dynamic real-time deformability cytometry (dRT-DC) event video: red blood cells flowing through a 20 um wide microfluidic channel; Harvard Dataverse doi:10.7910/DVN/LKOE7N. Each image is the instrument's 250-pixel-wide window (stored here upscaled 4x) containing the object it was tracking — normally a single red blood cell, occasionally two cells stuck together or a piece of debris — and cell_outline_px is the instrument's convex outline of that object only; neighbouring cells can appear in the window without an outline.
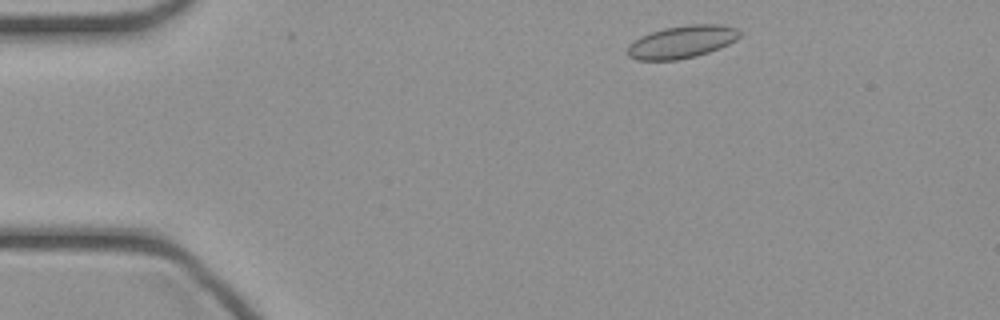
{"species": "common noctule bat (a hibernating species)", "species_latin": "Nyctalus noctula", "temperature_condition": "cold", "stored_images_in_passage": 41, "camera_frame_rate_fps": 3000, "um_per_image_px": 0.085, "animal": {"sex": "female", "body_mass_g": 21.9}, "frame": {"image": 1, "passage_image": 2, "time_ms": 0.333, "image_size_px": [1000, 320], "cell_outline_px": [[740, 36], [736, 40], [720, 48], [696, 56], [676, 60], [636, 60], [628, 56], [628, 44], [640, 36], [664, 28], [688, 24], [720, 24], [736, 28], [740, 32]], "centroid_in_image_um": [57.95, 3.56], "position_along_channel_um": 27.0, "area_um2": 21.33}}
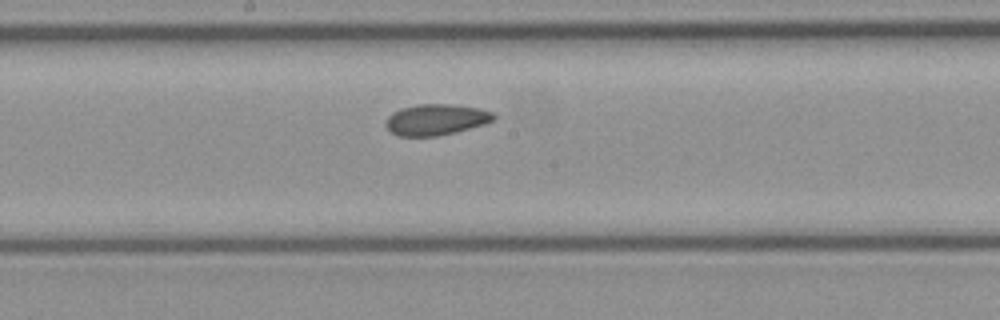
{"frame": {"image": 2, "passage_image": 19, "time_ms": 6.0, "image_size_px": [1000, 320], "cell_outline_px": [[496, 116], [492, 120], [484, 124], [456, 132], [436, 136], [396, 136], [384, 124], [388, 116], [392, 112], [400, 108], [416, 104], [452, 104], [480, 108], [492, 112]], "centroid_in_image_um": [37.03, 10.16], "position_along_channel_um": 211.2, "area_um2": 19.59}}
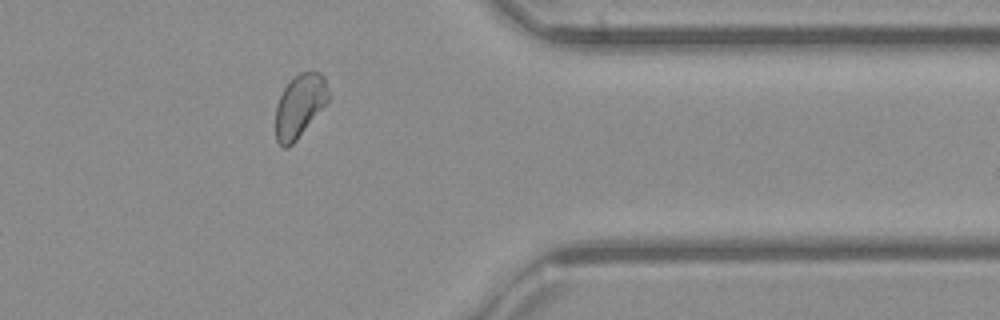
{"frame": {"image": 3, "passage_image": 32, "time_ms": 10.333, "image_size_px": [1000, 320], "cell_outline_px": [[332, 100], [296, 140], [288, 148], [284, 148], [276, 140], [276, 104], [284, 88], [300, 72], [320, 72], [324, 76], [332, 96]], "centroid_in_image_um": [25.54, 9.0], "position_along_channel_um": 385.9, "area_um2": 19.83}}